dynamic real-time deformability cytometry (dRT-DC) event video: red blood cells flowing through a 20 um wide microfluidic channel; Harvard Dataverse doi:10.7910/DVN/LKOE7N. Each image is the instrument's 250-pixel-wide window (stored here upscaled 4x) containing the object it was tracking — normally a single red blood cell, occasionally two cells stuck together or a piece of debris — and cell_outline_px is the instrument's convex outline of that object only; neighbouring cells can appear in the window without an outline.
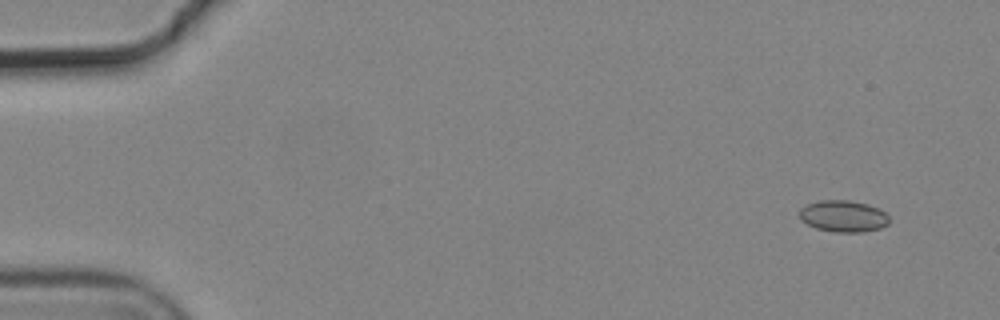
{"species": "common noctule bat (a hibernating species)", "species_latin": "Nyctalus noctula", "temperature_condition": "cold", "stored_images_in_passage": 4, "camera_frame_rate_fps": 3000, "um_per_image_px": 0.085, "animal": {"sex": "male", "body_mass_g": 19.2, "forearm_length_mm": 51.8}, "frame": {"image": 1, "passage_image": 1, "time_ms": 0.0, "image_size_px": [1000, 320], "cell_outline_px": [[888, 224], [880, 228], [864, 232], [836, 232], [816, 228], [800, 220], [800, 208], [808, 204], [820, 200], [848, 200], [868, 204], [884, 212], [888, 216]], "centroid_in_image_um": [71.67, 18.37], "position_along_channel_um": 13.3, "area_um2": 16.42}}
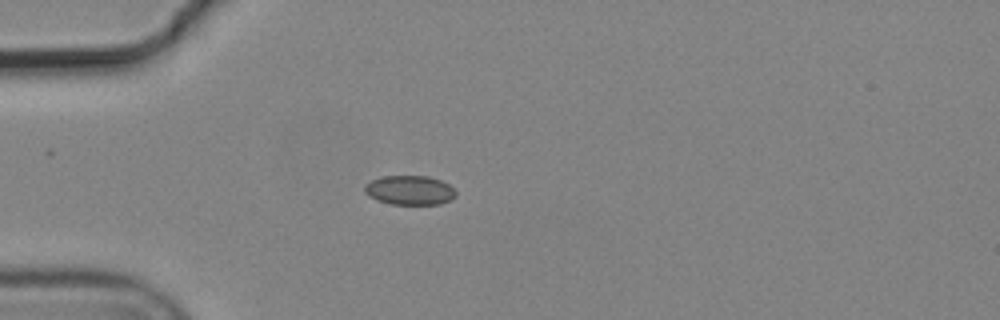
{"frame": {"image": 2, "passage_image": 3, "time_ms": 0.667, "image_size_px": [1000, 320], "cell_outline_px": [[456, 196], [440, 204], [392, 204], [376, 200], [368, 196], [364, 192], [364, 184], [372, 180], [384, 176], [428, 176], [440, 180], [448, 184], [456, 192]], "centroid_in_image_um": [34.79, 16.17], "position_along_channel_um": 50.2, "area_um2": 15.55}}